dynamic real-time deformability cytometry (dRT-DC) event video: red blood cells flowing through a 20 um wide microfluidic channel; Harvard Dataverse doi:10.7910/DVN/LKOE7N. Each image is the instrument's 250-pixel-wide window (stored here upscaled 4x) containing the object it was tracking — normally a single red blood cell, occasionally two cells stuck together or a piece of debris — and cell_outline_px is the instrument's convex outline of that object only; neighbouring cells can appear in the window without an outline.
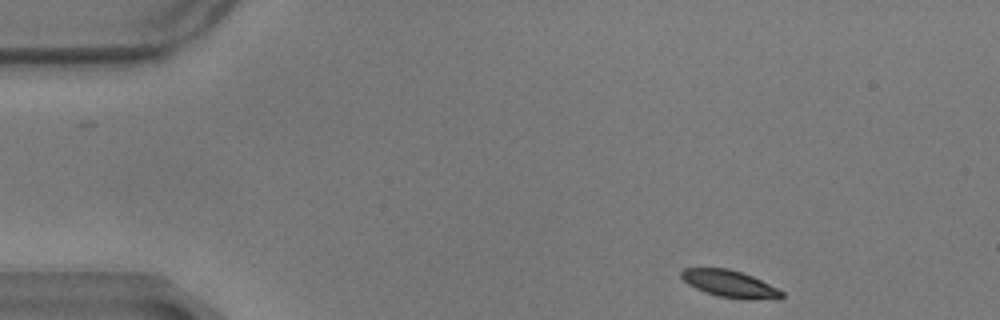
{"species": "common noctule bat (a hibernating species)", "species_latin": "Nyctalus noctula", "temperature_condition": "warm", "stored_images_in_passage": 52, "camera_frame_rate_fps": 3000, "um_per_image_px": 0.085, "animal": {"sex": "male", "body_mass_g": 17.9}, "frame": {"image": 1, "passage_image": 1, "time_ms": 0.0, "image_size_px": [1000, 320], "cell_outline_px": [[784, 296], [780, 300], [744, 300], [716, 296], [704, 292], [688, 284], [680, 276], [680, 272], [684, 268], [728, 268], [752, 276], [784, 292]], "centroid_in_image_um": [62.06, 24.16], "position_along_channel_um": 22.9, "area_um2": 16.07}}
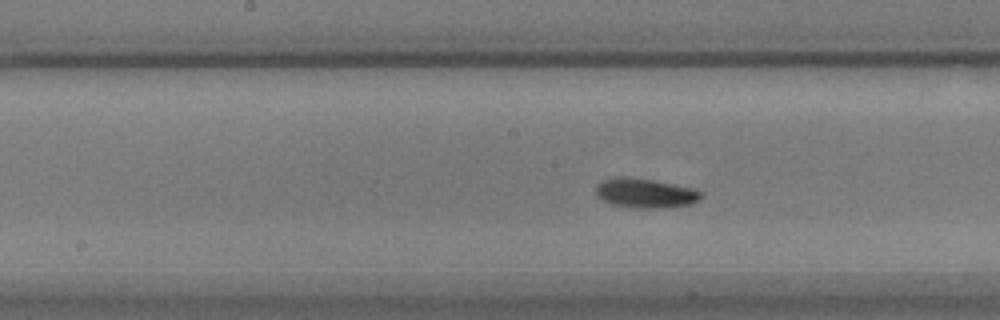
{"frame": {"image": 2, "passage_image": 23, "time_ms": 7.333, "image_size_px": [1000, 320], "cell_outline_px": [[704, 196], [700, 200], [692, 204], [664, 208], [632, 208], [612, 204], [596, 196], [596, 184], [604, 180], [620, 176], [628, 176], [652, 180], [672, 184], [688, 188], [700, 192]], "centroid_in_image_um": [54.83, 16.43], "position_along_channel_um": 193.4, "area_um2": 18.03}}
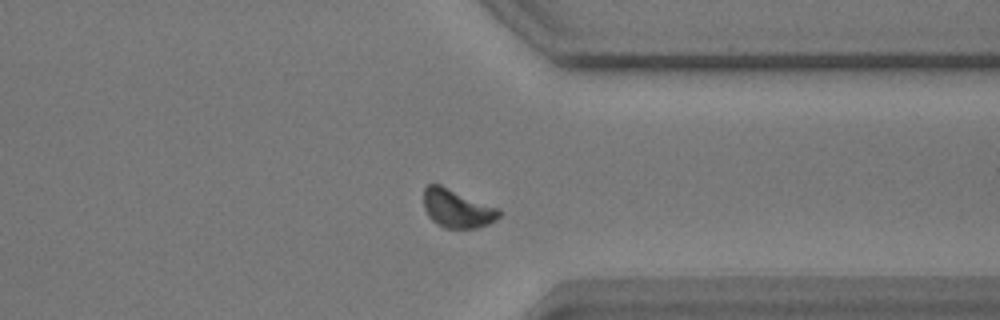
{"frame": {"image": 3, "passage_image": 39, "time_ms": 12.667, "image_size_px": [1000, 320], "cell_outline_px": [[504, 212], [496, 220], [488, 224], [476, 228], [444, 228], [436, 224], [428, 216], [424, 208], [424, 188], [428, 184], [440, 184], [500, 208]], "centroid_in_image_um": [38.88, 17.72], "position_along_channel_um": 372.5, "area_um2": 17.17}, "authors_computed_cell_mechanics": {"area_um2": 16.5308, "velocity_mm_per_s": 3.4084, "shape_relaxation_time_tau1_ms": 2.084, "shape_relaxation_time_tau2_ms": 4.5463, "deformation_change_tau1": 0.0777, "deformation_change_tau2": 0.0799}}